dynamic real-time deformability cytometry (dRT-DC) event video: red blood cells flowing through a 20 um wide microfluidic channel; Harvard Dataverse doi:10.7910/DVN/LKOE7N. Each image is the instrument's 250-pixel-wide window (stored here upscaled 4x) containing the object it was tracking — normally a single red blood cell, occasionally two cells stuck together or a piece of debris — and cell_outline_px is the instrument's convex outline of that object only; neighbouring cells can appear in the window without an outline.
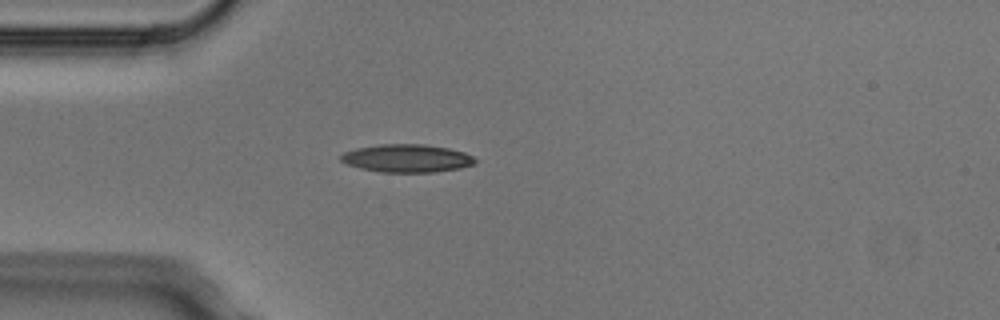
{"species": "Egyptian fruit bat (a non-hibernating species)", "species_latin": "Rousettus aegyptiacus", "temperature_condition": "cold", "stored_images_in_passage": 4, "camera_frame_rate_fps": 3000, "um_per_image_px": 0.085, "animal": {"sex": "male"}, "frame": {"image": 1, "passage_image": 4, "time_ms": 1.0, "image_size_px": [1000, 320], "cell_outline_px": [[476, 160], [472, 164], [460, 168], [436, 172], [380, 172], [360, 168], [348, 164], [340, 160], [340, 156], [344, 152], [356, 148], [380, 144], [424, 144], [448, 148], [464, 152], [472, 156]], "centroid_in_image_um": [34.57, 13.45], "position_along_channel_um": 50.4, "area_um2": 21.79}}